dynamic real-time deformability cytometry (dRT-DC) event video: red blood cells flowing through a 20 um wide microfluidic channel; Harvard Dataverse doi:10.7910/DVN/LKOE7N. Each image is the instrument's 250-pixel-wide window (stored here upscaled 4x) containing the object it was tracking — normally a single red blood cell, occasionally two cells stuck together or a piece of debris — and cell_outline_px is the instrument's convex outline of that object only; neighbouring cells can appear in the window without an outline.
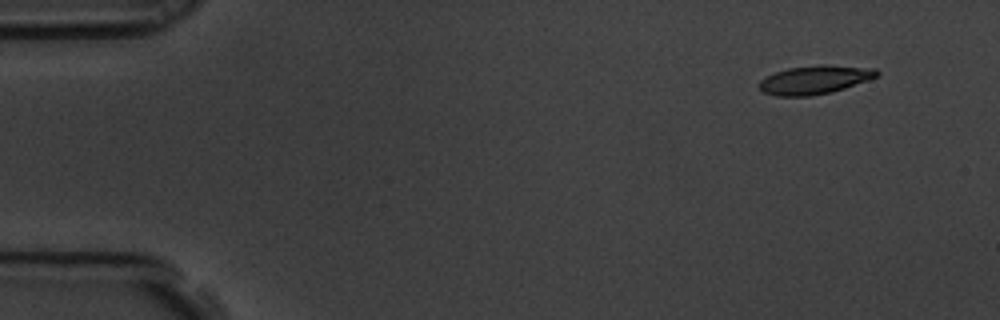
{"species": "common noctule bat (a hibernating species)", "species_latin": "Nyctalus noctula", "temperature_condition": "room temperature", "stored_images_in_passage": 3, "camera_frame_rate_fps": 3000, "um_per_image_px": 0.085, "animal": {"sex": "male", "body_mass_g": 19.5, "forearm_length_mm": 54.6}, "frame": {"image": 1, "passage_image": 1, "time_ms": 0.0, "image_size_px": [1000, 320], "cell_outline_px": [[880, 72], [876, 76], [868, 80], [832, 92], [808, 96], [776, 96], [764, 92], [760, 88], [760, 80], [776, 72], [788, 68], [824, 64], [876, 68]], "centroid_in_image_um": [69.28, 6.77], "position_along_channel_um": 15.7, "area_um2": 19.42}}